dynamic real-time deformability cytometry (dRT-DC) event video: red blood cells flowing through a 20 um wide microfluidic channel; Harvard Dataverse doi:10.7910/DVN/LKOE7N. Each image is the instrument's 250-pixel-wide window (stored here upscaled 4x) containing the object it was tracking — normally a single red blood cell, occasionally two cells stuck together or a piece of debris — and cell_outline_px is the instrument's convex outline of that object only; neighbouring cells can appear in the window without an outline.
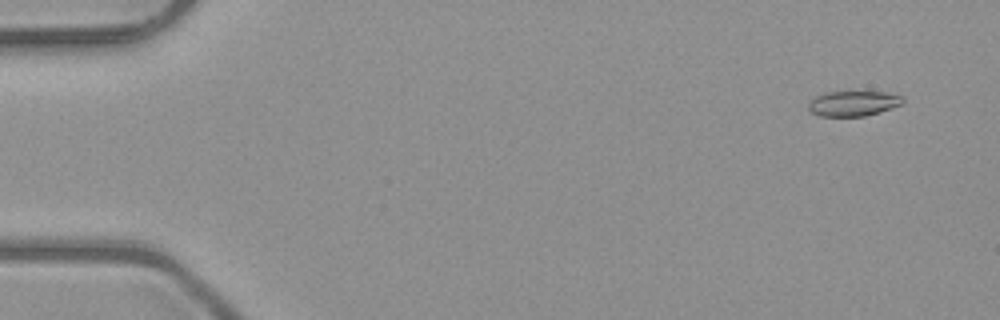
{"species": "common noctule bat (a hibernating species)", "species_latin": "Nyctalus noctula", "temperature_condition": "room temperature", "stored_images_in_passage": 52, "camera_frame_rate_fps": 3000, "um_per_image_px": 0.085, "animal": {"sex": "male", "body_mass_g": 23.1, "forearm_length_mm": 52.7}, "frame": {"image": 1, "passage_image": 4, "time_ms": 1.0, "image_size_px": [1000, 320], "cell_outline_px": [[904, 104], [880, 112], [864, 116], [820, 116], [808, 112], [808, 100], [824, 92], [884, 92], [904, 96]], "centroid_in_image_um": [72.51, 8.79], "position_along_channel_um": 12.5, "area_um2": 14.1}}
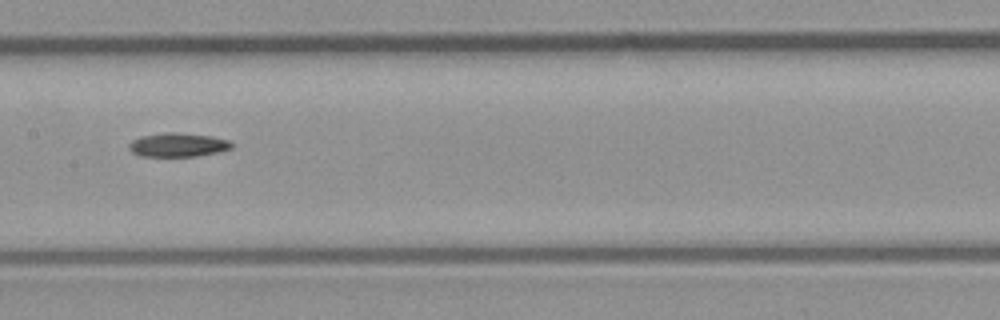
{"frame": {"image": 2, "passage_image": 27, "time_ms": 8.667, "image_size_px": [1000, 320], "cell_outline_px": [[232, 148], [220, 152], [196, 156], [140, 156], [132, 152], [128, 148], [128, 144], [132, 140], [140, 136], [164, 132], [176, 132], [212, 136], [228, 140], [232, 144]], "centroid_in_image_um": [15.1, 12.31], "position_along_channel_um": 192.3, "area_um2": 14.39}}
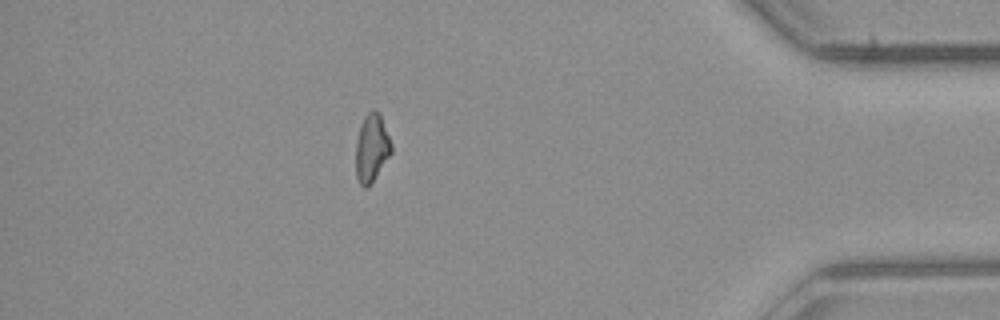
{"frame": {"image": 3, "passage_image": 46, "time_ms": 15.0, "image_size_px": [1000, 320], "cell_outline_px": [[392, 152], [368, 188], [364, 188], [360, 184], [356, 176], [356, 144], [360, 124], [364, 116], [372, 108], [380, 116], [392, 144]], "centroid_in_image_um": [31.58, 12.6], "position_along_channel_um": 403.6, "area_um2": 13.93}, "authors_computed_cell_mechanics": {"area_um2": 14.3055, "velocity_mm_per_s": 4.047, "shape_relaxation_time_tau1_ms": null, "shape_relaxation_time_tau2_ms": 5.7147, "deformation_change_tau1": null, "deformation_change_tau2": 0.1414}}